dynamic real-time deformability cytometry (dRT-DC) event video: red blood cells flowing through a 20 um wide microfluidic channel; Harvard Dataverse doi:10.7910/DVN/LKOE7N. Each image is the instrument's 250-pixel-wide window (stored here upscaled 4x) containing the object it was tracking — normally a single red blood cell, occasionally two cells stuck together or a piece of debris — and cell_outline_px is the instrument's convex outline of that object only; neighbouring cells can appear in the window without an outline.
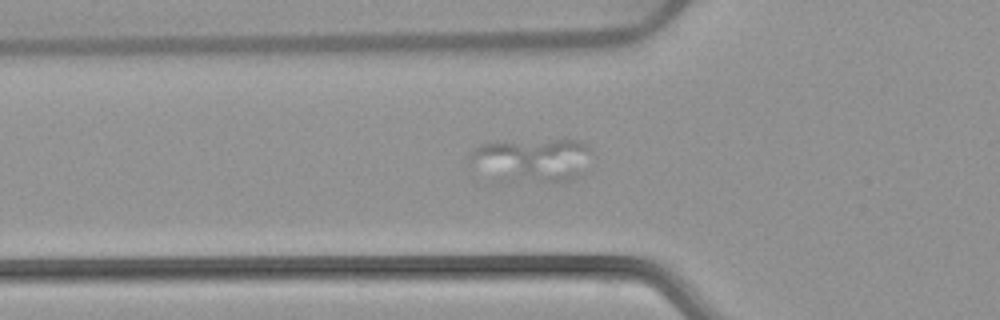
{"species": "common noctule bat (a hibernating species)", "species_latin": "Nyctalus noctula", "temperature_condition": "warm", "stored_images_in_passage": 42, "camera_frame_rate_fps": 3000, "um_per_image_px": 0.085, "animal": {"sex": "female", "body_mass_g": 22.7, "forearm_length_mm": 54.2}, "frame": {"image": 1, "passage_image": 17, "time_ms": 5.333, "image_size_px": [1000, 320], "cell_outline_px": [[592, 152], [584, 172], [580, 176], [564, 184], [552, 184], [468, 160], [464, 156], [480, 144], [556, 140], [580, 140], [588, 144], [592, 148]], "centroid_in_image_um": [45.6, 13.5], "position_along_channel_um": 80.2, "area_um2": 28.09}}
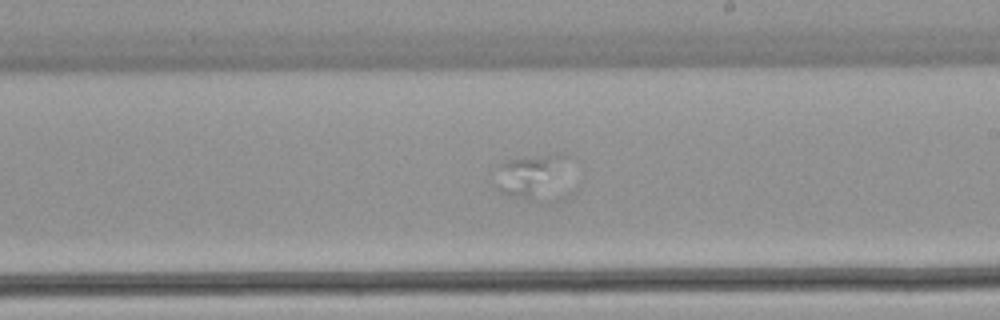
{"frame": {"image": 2, "passage_image": 31, "time_ms": 10.0, "image_size_px": [1000, 320], "cell_outline_px": [[564, 156], [536, 200], [532, 200], [508, 196], [500, 192], [492, 184], [496, 164], [504, 160], [556, 152], [560, 152]], "centroid_in_image_um": [44.69, 14.87], "position_along_channel_um": 244.3, "area_um2": 16.36}}
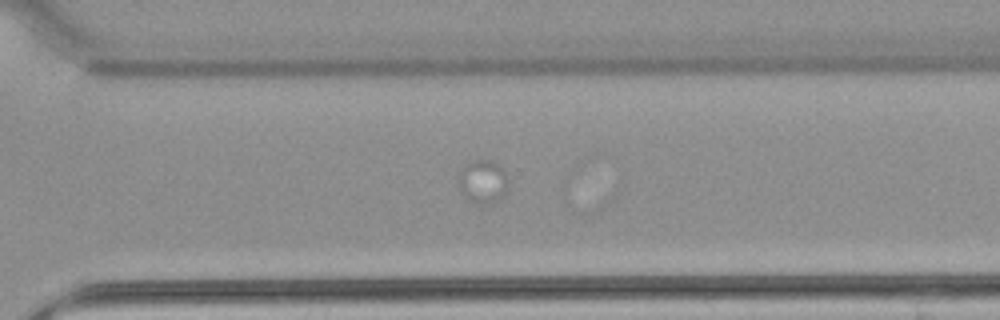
{"frame": {"image": 3, "passage_image": 38, "time_ms": 12.333, "image_size_px": [1000, 320], "cell_outline_px": [[508, 188], [504, 196], [488, 204], [476, 204], [464, 200], [460, 192], [460, 172], [472, 160], [492, 160], [504, 168], [508, 180]], "centroid_in_image_um": [41.07, 15.47], "position_along_channel_um": 329.5, "area_um2": 12.77}}